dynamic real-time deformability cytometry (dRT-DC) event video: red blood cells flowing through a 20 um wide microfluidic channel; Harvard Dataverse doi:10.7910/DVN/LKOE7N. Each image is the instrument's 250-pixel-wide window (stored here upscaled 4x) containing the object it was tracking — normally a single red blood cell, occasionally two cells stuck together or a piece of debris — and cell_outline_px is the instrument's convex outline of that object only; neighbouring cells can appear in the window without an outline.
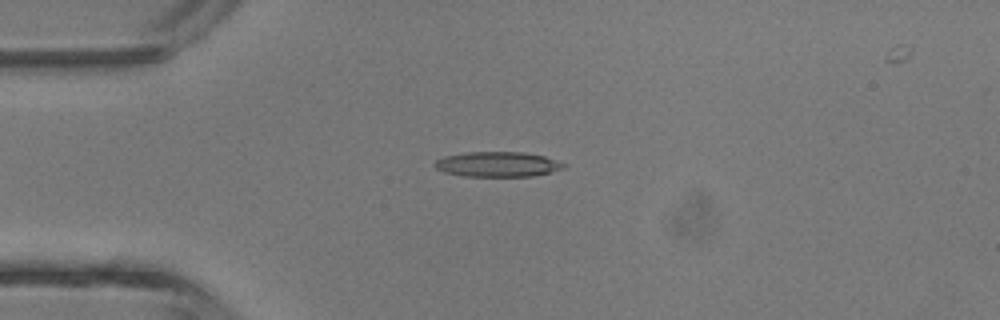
{"species": "common noctule bat (a hibernating species)", "species_latin": "Nyctalus noctula", "temperature_condition": "room temperature", "stored_images_in_passage": 6, "camera_frame_rate_fps": 3000, "um_per_image_px": 0.085, "animal": {"sex": "male", "body_mass_g": 13.3}, "frame": {"image": 1, "passage_image": 4, "time_ms": 3.333, "image_size_px": [1000, 320], "cell_outline_px": [[568, 164], [564, 168], [532, 176], [464, 176], [444, 172], [436, 168], [432, 164], [436, 160], [444, 156], [468, 152], [520, 152], [544, 156]], "centroid_in_image_um": [42.27, 13.96], "position_along_channel_um": 42.7, "area_um2": 18.73}}
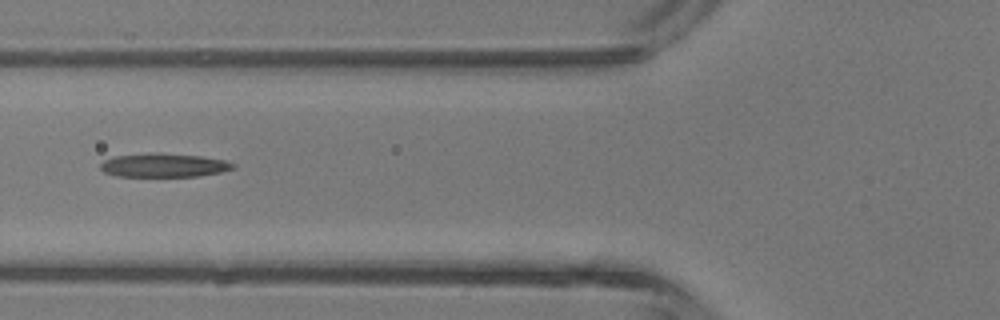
{"frame": {"image": 2, "passage_image": 6, "time_ms": 5.333, "image_size_px": [1000, 320], "cell_outline_px": [[236, 168], [220, 172], [200, 176], [116, 176], [104, 172], [100, 168], [100, 164], [104, 160], [112, 156], [152, 152], [160, 152], [200, 156], [224, 160], [236, 164]], "centroid_in_image_um": [13.91, 14.03], "position_along_channel_um": 111.9, "area_um2": 18.55}}